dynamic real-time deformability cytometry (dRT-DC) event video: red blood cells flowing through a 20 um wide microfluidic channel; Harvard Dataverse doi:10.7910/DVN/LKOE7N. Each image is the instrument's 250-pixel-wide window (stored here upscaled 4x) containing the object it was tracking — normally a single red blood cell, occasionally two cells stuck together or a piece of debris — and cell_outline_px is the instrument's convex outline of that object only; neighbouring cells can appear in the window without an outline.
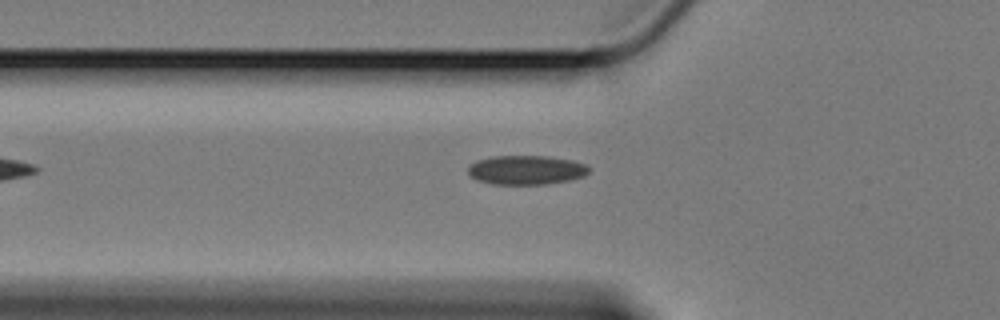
{"species": "Egyptian fruit bat (a non-hibernating species)", "species_latin": "Rousettus aegyptiacus", "temperature_condition": "cold", "stored_images_in_passage": 38, "camera_frame_rate_fps": 3000, "um_per_image_px": 0.085, "animal": {"sex": "female"}, "frame": {"image": 1, "passage_image": 3, "time_ms": 0.667, "image_size_px": [1000, 320], "cell_outline_px": [[588, 172], [584, 176], [568, 180], [548, 184], [492, 184], [476, 180], [468, 172], [468, 168], [476, 160], [492, 156], [548, 156], [572, 160], [584, 164], [588, 168]], "centroid_in_image_um": [44.71, 14.45], "position_along_channel_um": 81.1, "area_um2": 20.46}}
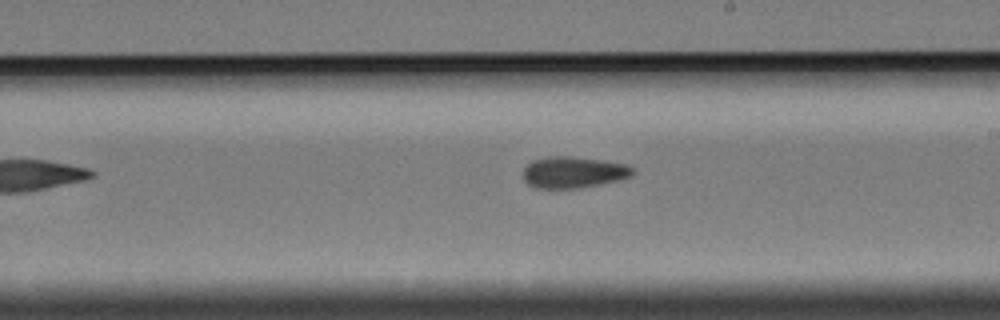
{"frame": {"image": 2, "passage_image": 17, "time_ms": 5.333, "image_size_px": [1000, 320], "cell_outline_px": [[632, 172], [628, 176], [616, 180], [600, 184], [576, 188], [536, 188], [528, 184], [524, 180], [524, 168], [532, 160], [548, 156], [572, 156], [600, 160], [624, 164], [632, 168]], "centroid_in_image_um": [48.66, 14.63], "position_along_channel_um": 240.3, "area_um2": 19.65}}
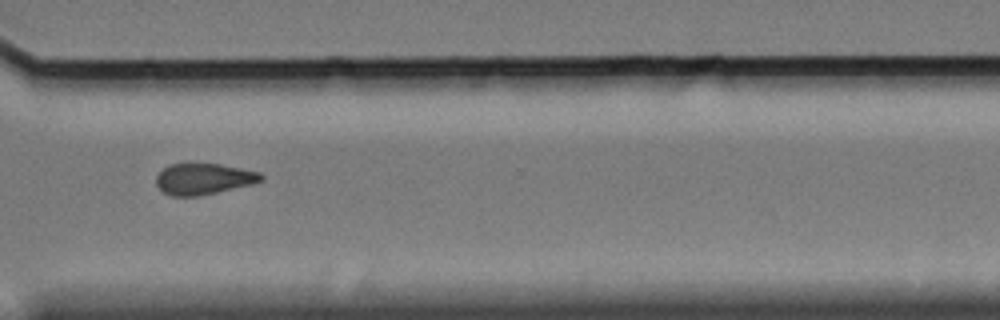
{"frame": {"image": 3, "passage_image": 27, "time_ms": 8.667, "image_size_px": [1000, 320], "cell_outline_px": [[264, 180], [252, 184], [216, 192], [196, 196], [172, 196], [164, 192], [156, 184], [156, 176], [164, 168], [172, 164], [220, 164], [260, 172], [264, 176]], "centroid_in_image_um": [17.33, 15.21], "position_along_channel_um": 353.3, "area_um2": 18.79}}